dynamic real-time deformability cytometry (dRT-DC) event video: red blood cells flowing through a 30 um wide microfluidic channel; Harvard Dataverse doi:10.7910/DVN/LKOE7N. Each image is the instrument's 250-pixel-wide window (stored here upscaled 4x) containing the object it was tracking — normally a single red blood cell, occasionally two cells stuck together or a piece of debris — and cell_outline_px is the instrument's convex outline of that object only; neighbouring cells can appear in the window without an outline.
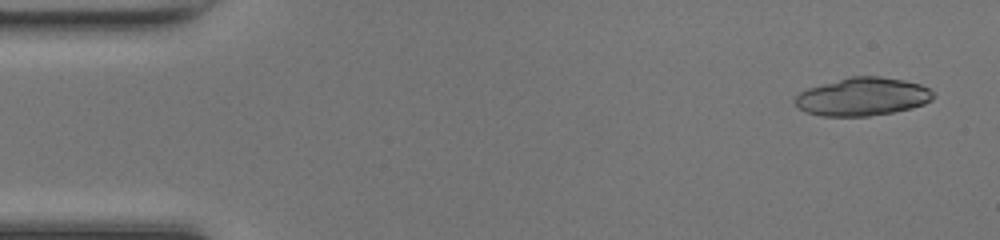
{"species": "common noctule bat (a hibernating species)", "species_latin": "Nyctalus noctula", "temperature_condition": "room temperature", "stored_images_in_passage": 16, "camera_frame_rate_fps": 3000, "um_per_image_px": 0.085, "animal": {"sex": "female", "body_mass_g": 17.0, "forearm_length_mm": 48.0}, "frame": {"image": 1, "passage_image": 2, "time_ms": 0.333, "image_size_px": [1000, 240], "cell_outline_px": [[936, 96], [932, 100], [924, 104], [912, 108], [892, 112], [868, 116], [820, 116], [796, 108], [792, 100], [800, 92], [808, 88], [852, 76], [880, 76], [904, 80], [920, 84], [928, 88]], "centroid_in_image_um": [73.31, 8.22], "position_along_channel_um": 11.7, "area_um2": 30.75}}